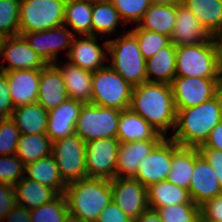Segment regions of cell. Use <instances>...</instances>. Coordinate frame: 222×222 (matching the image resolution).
Listing matches in <instances>:
<instances>
[{
  "label": "cell",
  "mask_w": 222,
  "mask_h": 222,
  "mask_svg": "<svg viewBox=\"0 0 222 222\" xmlns=\"http://www.w3.org/2000/svg\"><path fill=\"white\" fill-rule=\"evenodd\" d=\"M51 155L66 184L87 177L86 142L77 134L53 142Z\"/></svg>",
  "instance_id": "9"
},
{
  "label": "cell",
  "mask_w": 222,
  "mask_h": 222,
  "mask_svg": "<svg viewBox=\"0 0 222 222\" xmlns=\"http://www.w3.org/2000/svg\"><path fill=\"white\" fill-rule=\"evenodd\" d=\"M163 139H148L129 143H120L115 177L133 178L140 162L148 156Z\"/></svg>",
  "instance_id": "19"
},
{
  "label": "cell",
  "mask_w": 222,
  "mask_h": 222,
  "mask_svg": "<svg viewBox=\"0 0 222 222\" xmlns=\"http://www.w3.org/2000/svg\"><path fill=\"white\" fill-rule=\"evenodd\" d=\"M19 129L11 118L0 119V156L15 155Z\"/></svg>",
  "instance_id": "41"
},
{
  "label": "cell",
  "mask_w": 222,
  "mask_h": 222,
  "mask_svg": "<svg viewBox=\"0 0 222 222\" xmlns=\"http://www.w3.org/2000/svg\"><path fill=\"white\" fill-rule=\"evenodd\" d=\"M151 5H173L180 3L181 0H149Z\"/></svg>",
  "instance_id": "51"
},
{
  "label": "cell",
  "mask_w": 222,
  "mask_h": 222,
  "mask_svg": "<svg viewBox=\"0 0 222 222\" xmlns=\"http://www.w3.org/2000/svg\"><path fill=\"white\" fill-rule=\"evenodd\" d=\"M164 138V135L130 108L121 111L117 130V139L120 143Z\"/></svg>",
  "instance_id": "24"
},
{
  "label": "cell",
  "mask_w": 222,
  "mask_h": 222,
  "mask_svg": "<svg viewBox=\"0 0 222 222\" xmlns=\"http://www.w3.org/2000/svg\"><path fill=\"white\" fill-rule=\"evenodd\" d=\"M108 40L104 41L103 47L98 43V36L74 37L72 46L67 55L69 62L82 69L95 72L105 66L107 60ZM106 49V51H105Z\"/></svg>",
  "instance_id": "17"
},
{
  "label": "cell",
  "mask_w": 222,
  "mask_h": 222,
  "mask_svg": "<svg viewBox=\"0 0 222 222\" xmlns=\"http://www.w3.org/2000/svg\"><path fill=\"white\" fill-rule=\"evenodd\" d=\"M20 0H0V34L19 35Z\"/></svg>",
  "instance_id": "39"
},
{
  "label": "cell",
  "mask_w": 222,
  "mask_h": 222,
  "mask_svg": "<svg viewBox=\"0 0 222 222\" xmlns=\"http://www.w3.org/2000/svg\"><path fill=\"white\" fill-rule=\"evenodd\" d=\"M93 0H66L63 25L75 36H92Z\"/></svg>",
  "instance_id": "28"
},
{
  "label": "cell",
  "mask_w": 222,
  "mask_h": 222,
  "mask_svg": "<svg viewBox=\"0 0 222 222\" xmlns=\"http://www.w3.org/2000/svg\"><path fill=\"white\" fill-rule=\"evenodd\" d=\"M178 3L173 5H151L138 22V26L145 30L166 35L171 38L176 24Z\"/></svg>",
  "instance_id": "31"
},
{
  "label": "cell",
  "mask_w": 222,
  "mask_h": 222,
  "mask_svg": "<svg viewBox=\"0 0 222 222\" xmlns=\"http://www.w3.org/2000/svg\"><path fill=\"white\" fill-rule=\"evenodd\" d=\"M147 195L149 208L155 210L175 204L194 203L187 189L174 185L168 180L149 185Z\"/></svg>",
  "instance_id": "32"
},
{
  "label": "cell",
  "mask_w": 222,
  "mask_h": 222,
  "mask_svg": "<svg viewBox=\"0 0 222 222\" xmlns=\"http://www.w3.org/2000/svg\"><path fill=\"white\" fill-rule=\"evenodd\" d=\"M69 99L60 71L48 64L41 69L37 102L47 111L56 108Z\"/></svg>",
  "instance_id": "22"
},
{
  "label": "cell",
  "mask_w": 222,
  "mask_h": 222,
  "mask_svg": "<svg viewBox=\"0 0 222 222\" xmlns=\"http://www.w3.org/2000/svg\"><path fill=\"white\" fill-rule=\"evenodd\" d=\"M26 178L53 188L58 194L65 193L67 184L63 181L52 155L25 165Z\"/></svg>",
  "instance_id": "30"
},
{
  "label": "cell",
  "mask_w": 222,
  "mask_h": 222,
  "mask_svg": "<svg viewBox=\"0 0 222 222\" xmlns=\"http://www.w3.org/2000/svg\"><path fill=\"white\" fill-rule=\"evenodd\" d=\"M64 194L70 217L96 222L112 201L111 180L86 177L67 184Z\"/></svg>",
  "instance_id": "3"
},
{
  "label": "cell",
  "mask_w": 222,
  "mask_h": 222,
  "mask_svg": "<svg viewBox=\"0 0 222 222\" xmlns=\"http://www.w3.org/2000/svg\"><path fill=\"white\" fill-rule=\"evenodd\" d=\"M17 205L15 187L8 183H0V222Z\"/></svg>",
  "instance_id": "45"
},
{
  "label": "cell",
  "mask_w": 222,
  "mask_h": 222,
  "mask_svg": "<svg viewBox=\"0 0 222 222\" xmlns=\"http://www.w3.org/2000/svg\"><path fill=\"white\" fill-rule=\"evenodd\" d=\"M69 209L65 194H59L51 202L30 210L31 222H66Z\"/></svg>",
  "instance_id": "36"
},
{
  "label": "cell",
  "mask_w": 222,
  "mask_h": 222,
  "mask_svg": "<svg viewBox=\"0 0 222 222\" xmlns=\"http://www.w3.org/2000/svg\"><path fill=\"white\" fill-rule=\"evenodd\" d=\"M22 36L29 46L48 64L58 62V53L62 49H68L67 56L75 37L74 33L65 25L46 31L24 33Z\"/></svg>",
  "instance_id": "13"
},
{
  "label": "cell",
  "mask_w": 222,
  "mask_h": 222,
  "mask_svg": "<svg viewBox=\"0 0 222 222\" xmlns=\"http://www.w3.org/2000/svg\"><path fill=\"white\" fill-rule=\"evenodd\" d=\"M134 26L135 28L129 31L136 37L138 47L145 60L151 58L161 48L171 43V38L166 35L145 30L140 28L137 24Z\"/></svg>",
  "instance_id": "37"
},
{
  "label": "cell",
  "mask_w": 222,
  "mask_h": 222,
  "mask_svg": "<svg viewBox=\"0 0 222 222\" xmlns=\"http://www.w3.org/2000/svg\"><path fill=\"white\" fill-rule=\"evenodd\" d=\"M120 142L117 138H101L86 142L87 177L113 180Z\"/></svg>",
  "instance_id": "11"
},
{
  "label": "cell",
  "mask_w": 222,
  "mask_h": 222,
  "mask_svg": "<svg viewBox=\"0 0 222 222\" xmlns=\"http://www.w3.org/2000/svg\"><path fill=\"white\" fill-rule=\"evenodd\" d=\"M175 65L177 77L220 78L215 37L195 45L176 47Z\"/></svg>",
  "instance_id": "5"
},
{
  "label": "cell",
  "mask_w": 222,
  "mask_h": 222,
  "mask_svg": "<svg viewBox=\"0 0 222 222\" xmlns=\"http://www.w3.org/2000/svg\"><path fill=\"white\" fill-rule=\"evenodd\" d=\"M188 193L191 200L198 206L222 194V187L213 168L196 147L195 164Z\"/></svg>",
  "instance_id": "16"
},
{
  "label": "cell",
  "mask_w": 222,
  "mask_h": 222,
  "mask_svg": "<svg viewBox=\"0 0 222 222\" xmlns=\"http://www.w3.org/2000/svg\"><path fill=\"white\" fill-rule=\"evenodd\" d=\"M211 38L195 15L181 2L178 3L176 24L173 27L171 43L176 46L195 45Z\"/></svg>",
  "instance_id": "21"
},
{
  "label": "cell",
  "mask_w": 222,
  "mask_h": 222,
  "mask_svg": "<svg viewBox=\"0 0 222 222\" xmlns=\"http://www.w3.org/2000/svg\"><path fill=\"white\" fill-rule=\"evenodd\" d=\"M112 201L135 220L149 208L147 187L133 178L115 177L111 180Z\"/></svg>",
  "instance_id": "14"
},
{
  "label": "cell",
  "mask_w": 222,
  "mask_h": 222,
  "mask_svg": "<svg viewBox=\"0 0 222 222\" xmlns=\"http://www.w3.org/2000/svg\"><path fill=\"white\" fill-rule=\"evenodd\" d=\"M180 145L170 137H165L153 150L144 158L137 169L133 179L139 181L143 186L167 180L171 170L172 153Z\"/></svg>",
  "instance_id": "12"
},
{
  "label": "cell",
  "mask_w": 222,
  "mask_h": 222,
  "mask_svg": "<svg viewBox=\"0 0 222 222\" xmlns=\"http://www.w3.org/2000/svg\"><path fill=\"white\" fill-rule=\"evenodd\" d=\"M107 60L118 74L132 87L147 81L146 60L140 52L136 37L130 32L121 33L116 39H109Z\"/></svg>",
  "instance_id": "4"
},
{
  "label": "cell",
  "mask_w": 222,
  "mask_h": 222,
  "mask_svg": "<svg viewBox=\"0 0 222 222\" xmlns=\"http://www.w3.org/2000/svg\"><path fill=\"white\" fill-rule=\"evenodd\" d=\"M134 222H162L157 210L147 208L142 214H140Z\"/></svg>",
  "instance_id": "50"
},
{
  "label": "cell",
  "mask_w": 222,
  "mask_h": 222,
  "mask_svg": "<svg viewBox=\"0 0 222 222\" xmlns=\"http://www.w3.org/2000/svg\"><path fill=\"white\" fill-rule=\"evenodd\" d=\"M162 222H199L200 206L195 203H183L158 208Z\"/></svg>",
  "instance_id": "38"
},
{
  "label": "cell",
  "mask_w": 222,
  "mask_h": 222,
  "mask_svg": "<svg viewBox=\"0 0 222 222\" xmlns=\"http://www.w3.org/2000/svg\"><path fill=\"white\" fill-rule=\"evenodd\" d=\"M1 57L4 64L0 65L1 72L22 69H44L48 63L42 59L27 43L22 35L5 37L2 44ZM5 61L9 64L5 65Z\"/></svg>",
  "instance_id": "15"
},
{
  "label": "cell",
  "mask_w": 222,
  "mask_h": 222,
  "mask_svg": "<svg viewBox=\"0 0 222 222\" xmlns=\"http://www.w3.org/2000/svg\"><path fill=\"white\" fill-rule=\"evenodd\" d=\"M200 220L222 222V194L200 205Z\"/></svg>",
  "instance_id": "43"
},
{
  "label": "cell",
  "mask_w": 222,
  "mask_h": 222,
  "mask_svg": "<svg viewBox=\"0 0 222 222\" xmlns=\"http://www.w3.org/2000/svg\"><path fill=\"white\" fill-rule=\"evenodd\" d=\"M25 165L17 155L0 156V183L15 185L24 177Z\"/></svg>",
  "instance_id": "42"
},
{
  "label": "cell",
  "mask_w": 222,
  "mask_h": 222,
  "mask_svg": "<svg viewBox=\"0 0 222 222\" xmlns=\"http://www.w3.org/2000/svg\"><path fill=\"white\" fill-rule=\"evenodd\" d=\"M176 110L198 106L221 91L220 78L177 77L172 81Z\"/></svg>",
  "instance_id": "10"
},
{
  "label": "cell",
  "mask_w": 222,
  "mask_h": 222,
  "mask_svg": "<svg viewBox=\"0 0 222 222\" xmlns=\"http://www.w3.org/2000/svg\"><path fill=\"white\" fill-rule=\"evenodd\" d=\"M198 149L208 161L209 165L213 168L222 187V151L207 147H199Z\"/></svg>",
  "instance_id": "47"
},
{
  "label": "cell",
  "mask_w": 222,
  "mask_h": 222,
  "mask_svg": "<svg viewBox=\"0 0 222 222\" xmlns=\"http://www.w3.org/2000/svg\"><path fill=\"white\" fill-rule=\"evenodd\" d=\"M14 187L17 205L28 210L49 203L59 195L53 188L28 179L25 176Z\"/></svg>",
  "instance_id": "27"
},
{
  "label": "cell",
  "mask_w": 222,
  "mask_h": 222,
  "mask_svg": "<svg viewBox=\"0 0 222 222\" xmlns=\"http://www.w3.org/2000/svg\"><path fill=\"white\" fill-rule=\"evenodd\" d=\"M200 147L222 151V120L211 130L207 140Z\"/></svg>",
  "instance_id": "48"
},
{
  "label": "cell",
  "mask_w": 222,
  "mask_h": 222,
  "mask_svg": "<svg viewBox=\"0 0 222 222\" xmlns=\"http://www.w3.org/2000/svg\"><path fill=\"white\" fill-rule=\"evenodd\" d=\"M3 222H31L30 210L25 207L16 205L12 210L5 216Z\"/></svg>",
  "instance_id": "49"
},
{
  "label": "cell",
  "mask_w": 222,
  "mask_h": 222,
  "mask_svg": "<svg viewBox=\"0 0 222 222\" xmlns=\"http://www.w3.org/2000/svg\"><path fill=\"white\" fill-rule=\"evenodd\" d=\"M11 119L20 134H45L48 111L38 102L23 105L14 109Z\"/></svg>",
  "instance_id": "29"
},
{
  "label": "cell",
  "mask_w": 222,
  "mask_h": 222,
  "mask_svg": "<svg viewBox=\"0 0 222 222\" xmlns=\"http://www.w3.org/2000/svg\"><path fill=\"white\" fill-rule=\"evenodd\" d=\"M52 141L46 134H20L16 154L24 165L51 155Z\"/></svg>",
  "instance_id": "35"
},
{
  "label": "cell",
  "mask_w": 222,
  "mask_h": 222,
  "mask_svg": "<svg viewBox=\"0 0 222 222\" xmlns=\"http://www.w3.org/2000/svg\"><path fill=\"white\" fill-rule=\"evenodd\" d=\"M57 63L55 62L53 65L62 75L69 98L91 103L93 72L82 69L69 61L61 66Z\"/></svg>",
  "instance_id": "23"
},
{
  "label": "cell",
  "mask_w": 222,
  "mask_h": 222,
  "mask_svg": "<svg viewBox=\"0 0 222 222\" xmlns=\"http://www.w3.org/2000/svg\"><path fill=\"white\" fill-rule=\"evenodd\" d=\"M176 46L170 43L146 60L148 82L172 84L176 72Z\"/></svg>",
  "instance_id": "25"
},
{
  "label": "cell",
  "mask_w": 222,
  "mask_h": 222,
  "mask_svg": "<svg viewBox=\"0 0 222 222\" xmlns=\"http://www.w3.org/2000/svg\"><path fill=\"white\" fill-rule=\"evenodd\" d=\"M14 108L37 102L41 69L5 72Z\"/></svg>",
  "instance_id": "20"
},
{
  "label": "cell",
  "mask_w": 222,
  "mask_h": 222,
  "mask_svg": "<svg viewBox=\"0 0 222 222\" xmlns=\"http://www.w3.org/2000/svg\"><path fill=\"white\" fill-rule=\"evenodd\" d=\"M9 90L8 76L0 71V119L11 118L14 111Z\"/></svg>",
  "instance_id": "44"
},
{
  "label": "cell",
  "mask_w": 222,
  "mask_h": 222,
  "mask_svg": "<svg viewBox=\"0 0 222 222\" xmlns=\"http://www.w3.org/2000/svg\"><path fill=\"white\" fill-rule=\"evenodd\" d=\"M211 37L222 30V0H181Z\"/></svg>",
  "instance_id": "26"
},
{
  "label": "cell",
  "mask_w": 222,
  "mask_h": 222,
  "mask_svg": "<svg viewBox=\"0 0 222 222\" xmlns=\"http://www.w3.org/2000/svg\"><path fill=\"white\" fill-rule=\"evenodd\" d=\"M66 222H83L81 220H78V219H75V218H72V217H69Z\"/></svg>",
  "instance_id": "55"
},
{
  "label": "cell",
  "mask_w": 222,
  "mask_h": 222,
  "mask_svg": "<svg viewBox=\"0 0 222 222\" xmlns=\"http://www.w3.org/2000/svg\"><path fill=\"white\" fill-rule=\"evenodd\" d=\"M195 164V147L179 146L172 153L171 170L167 180L184 189H189Z\"/></svg>",
  "instance_id": "34"
},
{
  "label": "cell",
  "mask_w": 222,
  "mask_h": 222,
  "mask_svg": "<svg viewBox=\"0 0 222 222\" xmlns=\"http://www.w3.org/2000/svg\"><path fill=\"white\" fill-rule=\"evenodd\" d=\"M217 43H222V30L218 33V35L215 37Z\"/></svg>",
  "instance_id": "53"
},
{
  "label": "cell",
  "mask_w": 222,
  "mask_h": 222,
  "mask_svg": "<svg viewBox=\"0 0 222 222\" xmlns=\"http://www.w3.org/2000/svg\"><path fill=\"white\" fill-rule=\"evenodd\" d=\"M4 39L5 37L0 34V58H1L2 44H3Z\"/></svg>",
  "instance_id": "54"
},
{
  "label": "cell",
  "mask_w": 222,
  "mask_h": 222,
  "mask_svg": "<svg viewBox=\"0 0 222 222\" xmlns=\"http://www.w3.org/2000/svg\"><path fill=\"white\" fill-rule=\"evenodd\" d=\"M133 87L110 65L93 72L91 104L124 110L130 107Z\"/></svg>",
  "instance_id": "6"
},
{
  "label": "cell",
  "mask_w": 222,
  "mask_h": 222,
  "mask_svg": "<svg viewBox=\"0 0 222 222\" xmlns=\"http://www.w3.org/2000/svg\"><path fill=\"white\" fill-rule=\"evenodd\" d=\"M85 103L67 99L48 111L46 135L53 142L75 134V126Z\"/></svg>",
  "instance_id": "18"
},
{
  "label": "cell",
  "mask_w": 222,
  "mask_h": 222,
  "mask_svg": "<svg viewBox=\"0 0 222 222\" xmlns=\"http://www.w3.org/2000/svg\"><path fill=\"white\" fill-rule=\"evenodd\" d=\"M66 0H20L19 35L62 26Z\"/></svg>",
  "instance_id": "7"
},
{
  "label": "cell",
  "mask_w": 222,
  "mask_h": 222,
  "mask_svg": "<svg viewBox=\"0 0 222 222\" xmlns=\"http://www.w3.org/2000/svg\"><path fill=\"white\" fill-rule=\"evenodd\" d=\"M91 21L92 35L102 38L105 34L120 35L116 33L117 26L125 24L110 0H93Z\"/></svg>",
  "instance_id": "33"
},
{
  "label": "cell",
  "mask_w": 222,
  "mask_h": 222,
  "mask_svg": "<svg viewBox=\"0 0 222 222\" xmlns=\"http://www.w3.org/2000/svg\"><path fill=\"white\" fill-rule=\"evenodd\" d=\"M125 24H138L146 10L151 6L149 0H110Z\"/></svg>",
  "instance_id": "40"
},
{
  "label": "cell",
  "mask_w": 222,
  "mask_h": 222,
  "mask_svg": "<svg viewBox=\"0 0 222 222\" xmlns=\"http://www.w3.org/2000/svg\"><path fill=\"white\" fill-rule=\"evenodd\" d=\"M129 108L165 137L170 128L174 131L177 111L170 84L146 81L133 87Z\"/></svg>",
  "instance_id": "1"
},
{
  "label": "cell",
  "mask_w": 222,
  "mask_h": 222,
  "mask_svg": "<svg viewBox=\"0 0 222 222\" xmlns=\"http://www.w3.org/2000/svg\"><path fill=\"white\" fill-rule=\"evenodd\" d=\"M218 50H219V74L222 82V43H218Z\"/></svg>",
  "instance_id": "52"
},
{
  "label": "cell",
  "mask_w": 222,
  "mask_h": 222,
  "mask_svg": "<svg viewBox=\"0 0 222 222\" xmlns=\"http://www.w3.org/2000/svg\"><path fill=\"white\" fill-rule=\"evenodd\" d=\"M96 222H134L113 201L101 212Z\"/></svg>",
  "instance_id": "46"
},
{
  "label": "cell",
  "mask_w": 222,
  "mask_h": 222,
  "mask_svg": "<svg viewBox=\"0 0 222 222\" xmlns=\"http://www.w3.org/2000/svg\"><path fill=\"white\" fill-rule=\"evenodd\" d=\"M176 111L175 128L169 137L182 147L199 148L222 120V92L198 106Z\"/></svg>",
  "instance_id": "2"
},
{
  "label": "cell",
  "mask_w": 222,
  "mask_h": 222,
  "mask_svg": "<svg viewBox=\"0 0 222 222\" xmlns=\"http://www.w3.org/2000/svg\"><path fill=\"white\" fill-rule=\"evenodd\" d=\"M122 110L85 103L75 126V134L85 142L101 138H117Z\"/></svg>",
  "instance_id": "8"
}]
</instances>
